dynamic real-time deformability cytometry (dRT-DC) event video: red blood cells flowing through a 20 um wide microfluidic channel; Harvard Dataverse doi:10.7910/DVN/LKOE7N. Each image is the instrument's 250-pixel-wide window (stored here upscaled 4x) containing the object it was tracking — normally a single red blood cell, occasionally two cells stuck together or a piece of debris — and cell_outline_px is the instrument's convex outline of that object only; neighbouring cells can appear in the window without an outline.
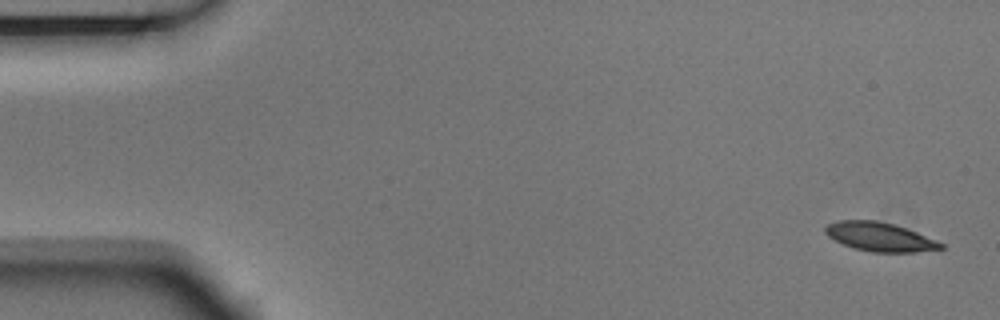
{"species": "Egyptian fruit bat (a non-hibernating species)", "species_latin": "Rousettus aegyptiacus", "temperature_condition": "room temperature", "stored_images_in_passage": 4, "camera_frame_rate_fps": 3000, "um_per_image_px": 0.085, "animal": {"sex": "male"}, "frame": {"image": 1, "passage_image": 1, "time_ms": 0.0, "image_size_px": [1000, 320], "cell_outline_px": [[944, 248], [916, 252], [872, 252], [856, 248], [844, 244], [828, 236], [824, 232], [824, 228], [828, 224], [840, 220], [876, 220], [892, 224], [916, 232], [936, 240], [944, 244]], "centroid_in_image_um": [74.78, 20.13], "position_along_channel_um": 10.2, "area_um2": 19.13}}
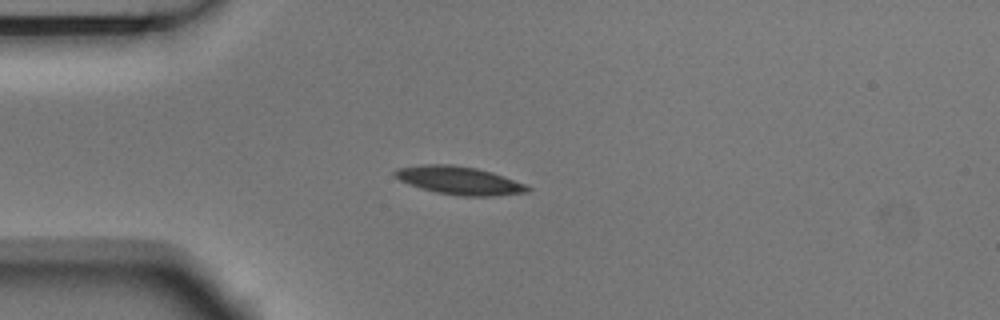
{"frame": {"image": 2, "passage_image": 4, "time_ms": 1.0, "image_size_px": [1000, 320], "cell_outline_px": [[532, 188], [528, 192], [492, 196], [460, 196], [436, 192], [420, 188], [408, 184], [400, 180], [392, 172], [396, 168], [420, 164], [452, 164], [476, 168], [492, 172], [504, 176], [524, 184]], "centroid_in_image_um": [39.01, 15.33], "position_along_channel_um": 46.0, "area_um2": 21.79}}